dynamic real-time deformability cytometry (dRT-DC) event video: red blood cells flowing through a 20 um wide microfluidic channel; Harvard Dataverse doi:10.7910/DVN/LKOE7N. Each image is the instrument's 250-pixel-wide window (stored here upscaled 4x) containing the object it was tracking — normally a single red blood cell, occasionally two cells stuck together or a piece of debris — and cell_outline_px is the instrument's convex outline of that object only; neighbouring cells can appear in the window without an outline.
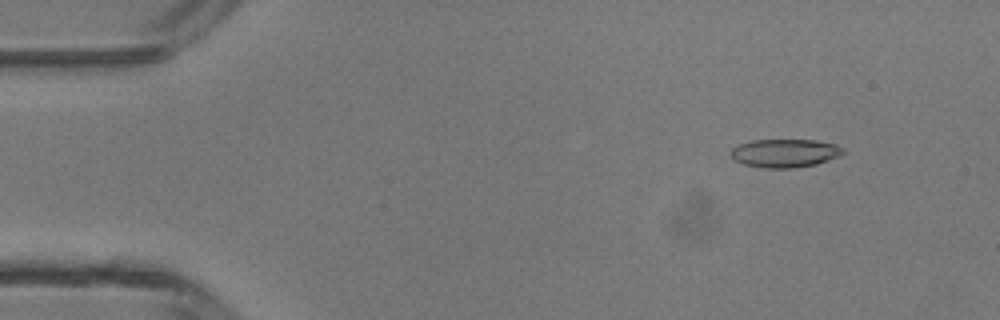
{"species": "common noctule bat (a hibernating species)", "species_latin": "Nyctalus noctula", "temperature_condition": "room temperature", "stored_images_in_passage": 47, "camera_frame_rate_fps": 3000, "um_per_image_px": 0.085, "animal": {"sex": "male", "body_mass_g": 13.3}, "frame": {"image": 1, "passage_image": 5, "time_ms": 1.333, "image_size_px": [1000, 320], "cell_outline_px": [[844, 152], [840, 156], [816, 164], [792, 168], [764, 168], [744, 164], [732, 160], [732, 148], [740, 144], [752, 140], [816, 140], [836, 144], [844, 148]], "centroid_in_image_um": [66.73, 13.01], "position_along_channel_um": 18.3, "area_um2": 18.55}}
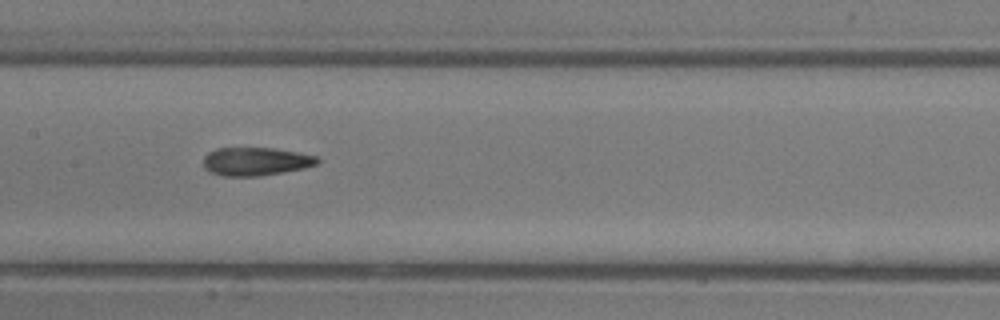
{"frame": {"image": 2, "passage_image": 23, "time_ms": 7.333, "image_size_px": [1000, 320], "cell_outline_px": [[320, 160], [316, 164], [304, 168], [284, 172], [260, 176], [224, 176], [208, 172], [204, 168], [204, 156], [208, 152], [216, 148], [276, 148], [300, 152], [320, 156]], "centroid_in_image_um": [21.76, 13.72], "position_along_channel_um": 185.6, "area_um2": 19.07}}
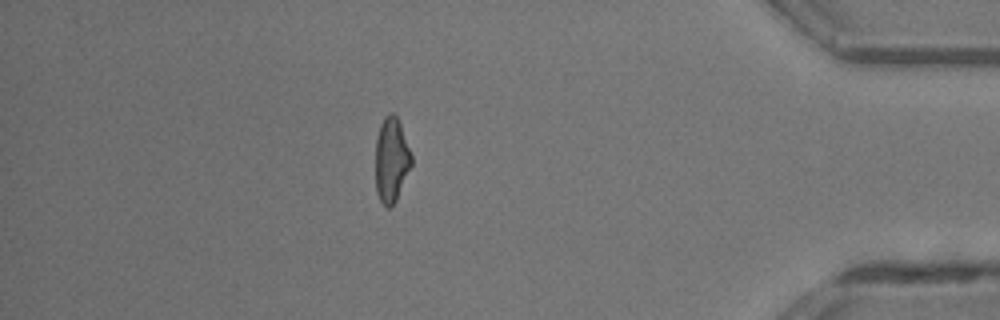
{"frame": {"image": 3, "passage_image": 41, "time_ms": 13.333, "image_size_px": [1000, 320], "cell_outline_px": [[412, 164], [396, 200], [388, 208], [380, 200], [376, 192], [376, 140], [380, 124], [384, 116], [388, 112], [392, 112], [396, 116], [400, 124], [412, 156]], "centroid_in_image_um": [33.26, 13.56], "position_along_channel_um": 401.9, "area_um2": 17.57}, "authors_computed_cell_mechanics": {"area_um2": 18.6694, "velocity_mm_per_s": 4.3477, "shape_relaxation_time_tau1_ms": 8.9023, "shape_relaxation_time_tau2_ms": 2.2663, "deformation_change_tau1": 0.2337, "deformation_change_tau2": 0.1139}}